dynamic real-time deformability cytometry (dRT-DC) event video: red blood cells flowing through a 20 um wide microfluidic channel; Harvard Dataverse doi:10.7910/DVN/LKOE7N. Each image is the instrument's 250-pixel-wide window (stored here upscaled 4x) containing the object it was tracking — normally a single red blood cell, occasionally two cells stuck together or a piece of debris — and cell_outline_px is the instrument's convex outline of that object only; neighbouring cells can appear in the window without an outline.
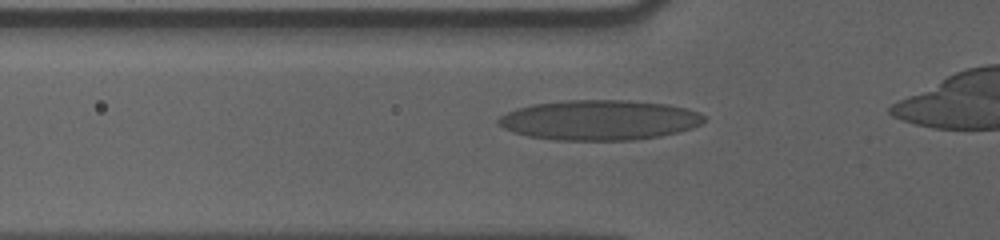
{"species": "human", "species_latin": "Homo sapiens", "temperature_condition": "cold", "stored_images_in_passage": 38, "camera_frame_rate_fps": 3000, "um_per_image_px": 0.085, "donor": {"sex": "male"}, "frame": {"image": 1, "passage_image": 10, "time_ms": 3.0, "image_size_px": [1000, 240], "cell_outline_px": [[704, 120], [700, 124], [692, 128], [660, 136], [632, 140], [556, 140], [528, 136], [512, 132], [496, 124], [496, 120], [500, 116], [516, 108], [532, 104], [568, 100], [628, 100], [668, 104], [700, 112], [704, 116]], "centroid_in_image_um": [50.91, 10.2], "position_along_channel_um": 74.9, "area_um2": 48.09}}
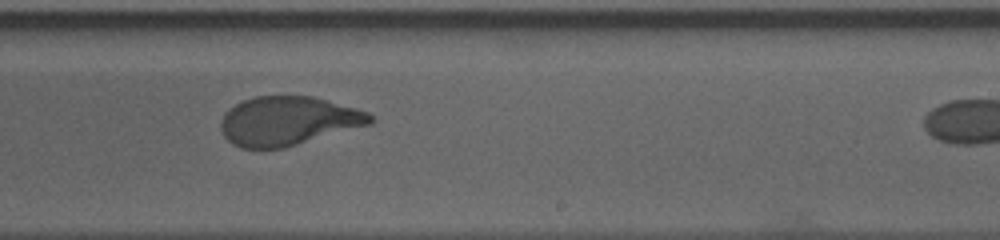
{"frame": {"image": 2, "passage_image": 26, "time_ms": 8.333, "image_size_px": [1000, 240], "cell_outline_px": [[376, 120], [372, 124], [284, 148], [240, 148], [232, 144], [224, 136], [220, 128], [220, 120], [224, 112], [228, 108], [244, 100], [256, 96], [312, 96], [356, 108], [368, 112]], "centroid_in_image_um": [24.48, 10.28], "position_along_channel_um": 264.5, "area_um2": 42.83}}
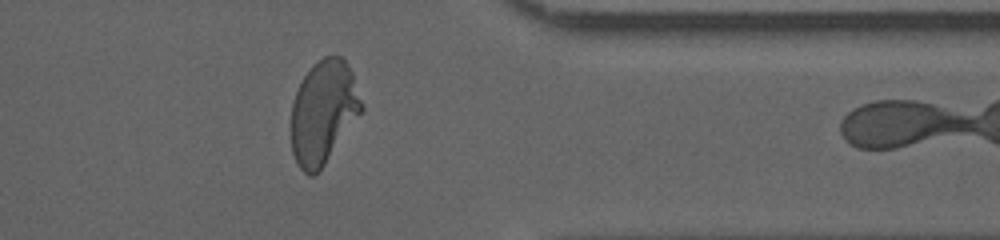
{"frame": {"image": 3, "passage_image": 37, "time_ms": 12.0, "image_size_px": [1000, 240], "cell_outline_px": [[364, 112], [320, 172], [316, 176], [308, 176], [300, 168], [292, 152], [292, 104], [296, 92], [304, 76], [312, 64], [324, 56], [340, 56], [348, 64], [352, 72], [364, 108]], "centroid_in_image_um": [27.52, 9.57], "position_along_channel_um": 383.9, "area_um2": 42.89}}